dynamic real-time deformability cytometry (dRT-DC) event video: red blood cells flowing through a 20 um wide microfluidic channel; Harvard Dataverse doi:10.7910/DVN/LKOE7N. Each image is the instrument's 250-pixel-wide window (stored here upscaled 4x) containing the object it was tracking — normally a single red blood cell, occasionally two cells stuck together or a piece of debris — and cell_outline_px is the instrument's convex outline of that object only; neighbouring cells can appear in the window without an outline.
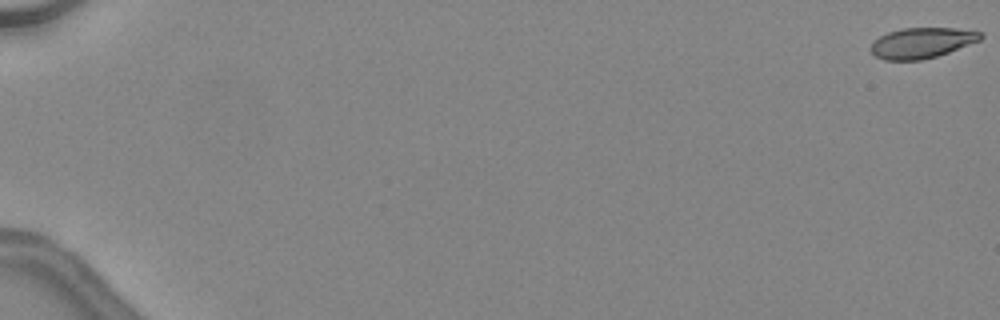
{"species": "common noctule bat (a hibernating species)", "species_latin": "Nyctalus noctula", "temperature_condition": "warm", "stored_images_in_passage": 48, "camera_frame_rate_fps": 3000, "um_per_image_px": 0.085, "animal": {"sex": "female", "body_mass_g": 24.6, "forearm_length_mm": 56.2}, "frame": {"image": 1, "passage_image": 1, "time_ms": 0.0, "image_size_px": [1000, 320], "cell_outline_px": [[984, 36], [980, 40], [948, 52], [936, 56], [920, 60], [884, 60], [876, 56], [868, 48], [880, 36], [888, 32], [900, 28], [956, 28], [984, 32]], "centroid_in_image_um": [78.36, 3.63], "position_along_channel_um": 6.6, "area_um2": 19.48}}
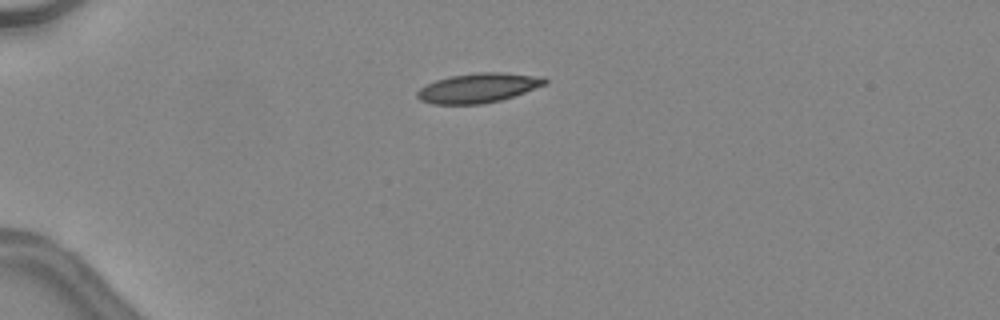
{"frame": {"image": 2, "passage_image": 15, "time_ms": 4.667, "image_size_px": [1000, 320], "cell_outline_px": [[548, 84], [500, 100], [484, 104], [432, 104], [420, 100], [416, 96], [416, 92], [420, 88], [436, 80], [448, 76], [476, 72], [500, 72], [544, 76], [548, 80]], "centroid_in_image_um": [40.67, 7.46], "position_along_channel_um": 44.3, "area_um2": 22.14}}
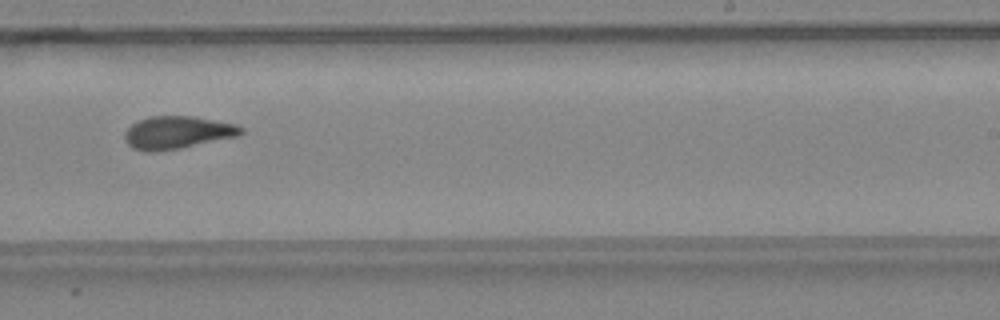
{"frame": {"image": 3, "passage_image": 33, "time_ms": 10.667, "image_size_px": [1000, 320], "cell_outline_px": [[244, 132], [240, 136], [180, 148], [156, 152], [144, 152], [132, 148], [124, 140], [124, 132], [132, 124], [148, 116], [192, 116], [236, 124], [244, 128]], "centroid_in_image_um": [15.07, 11.27], "position_along_channel_um": 273.9, "area_um2": 22.37}, "authors_computed_cell_mechanics": {"area_um2": 21.675, "velocity_mm_per_s": 4.5468, "shape_relaxation_time_tau1_ms": 6.2741, "shape_relaxation_time_tau2_ms": 1.87, "deformation_change_tau1": 0.2244, "deformation_change_tau2": 0.0831}}